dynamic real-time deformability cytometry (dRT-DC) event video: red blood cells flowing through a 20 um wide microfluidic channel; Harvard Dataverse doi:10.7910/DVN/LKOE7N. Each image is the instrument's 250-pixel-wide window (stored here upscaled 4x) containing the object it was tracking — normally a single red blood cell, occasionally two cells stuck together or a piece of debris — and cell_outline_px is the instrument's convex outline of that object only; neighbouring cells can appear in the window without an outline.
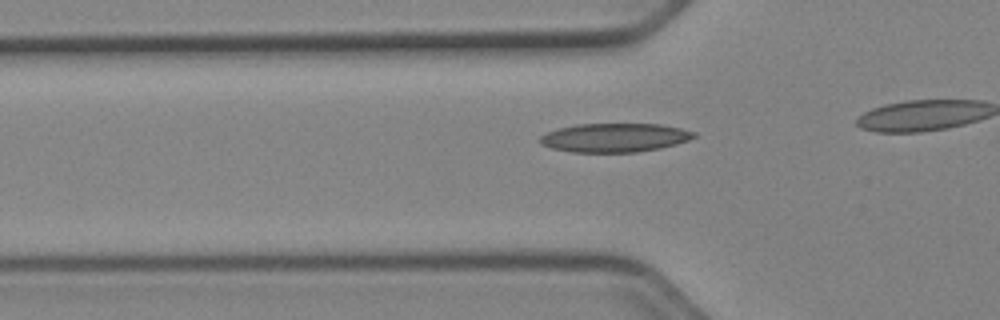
{"species": "Egyptian fruit bat (a non-hibernating species)", "species_latin": "Rousettus aegyptiacus", "temperature_condition": "cold", "stored_images_in_passage": 26, "camera_frame_rate_fps": 3000, "um_per_image_px": 0.085, "animal": {"sex": "female"}, "frame": {"image": 1, "passage_image": 2, "time_ms": 0.333, "image_size_px": [1000, 320], "cell_outline_px": [[696, 136], [688, 140], [676, 144], [660, 148], [636, 152], [572, 152], [552, 148], [540, 144], [540, 136], [556, 128], [576, 124], [660, 124], [680, 128], [696, 132]], "centroid_in_image_um": [52.23, 11.69], "position_along_channel_um": 73.6, "area_um2": 25.84}}
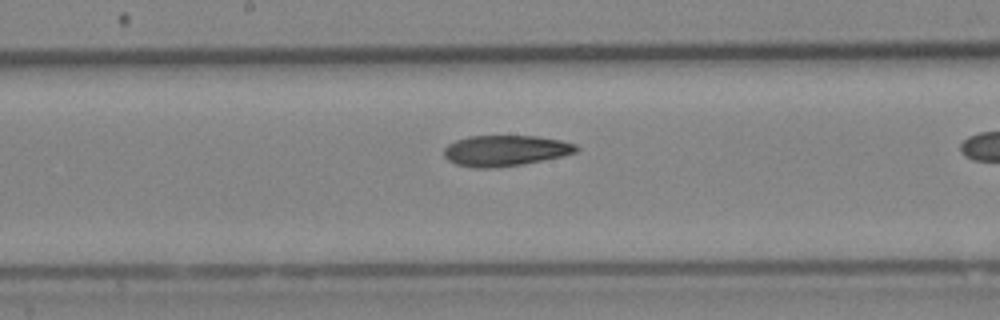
{"frame": {"image": 2, "passage_image": 12, "time_ms": 3.667, "image_size_px": [1000, 320], "cell_outline_px": [[580, 148], [576, 152], [560, 156], [520, 164], [492, 168], [472, 168], [456, 164], [448, 160], [444, 156], [444, 148], [448, 144], [456, 140], [468, 136], [536, 136], [560, 140], [576, 144]], "centroid_in_image_um": [42.91, 12.8], "position_along_channel_um": 205.3, "area_um2": 23.58}}
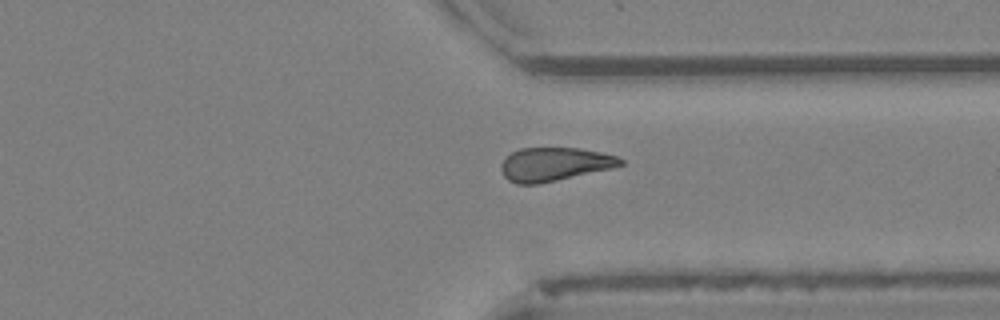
{"frame": {"image": 3, "passage_image": 24, "time_ms": 7.667, "image_size_px": [1000, 320], "cell_outline_px": [[624, 164], [612, 168], [556, 180], [536, 184], [516, 184], [508, 180], [504, 176], [500, 168], [500, 164], [512, 152], [520, 148], [580, 148], [600, 152], [616, 156], [624, 160]], "centroid_in_image_um": [47.11, 13.95], "position_along_channel_um": 364.3, "area_um2": 23.18}}